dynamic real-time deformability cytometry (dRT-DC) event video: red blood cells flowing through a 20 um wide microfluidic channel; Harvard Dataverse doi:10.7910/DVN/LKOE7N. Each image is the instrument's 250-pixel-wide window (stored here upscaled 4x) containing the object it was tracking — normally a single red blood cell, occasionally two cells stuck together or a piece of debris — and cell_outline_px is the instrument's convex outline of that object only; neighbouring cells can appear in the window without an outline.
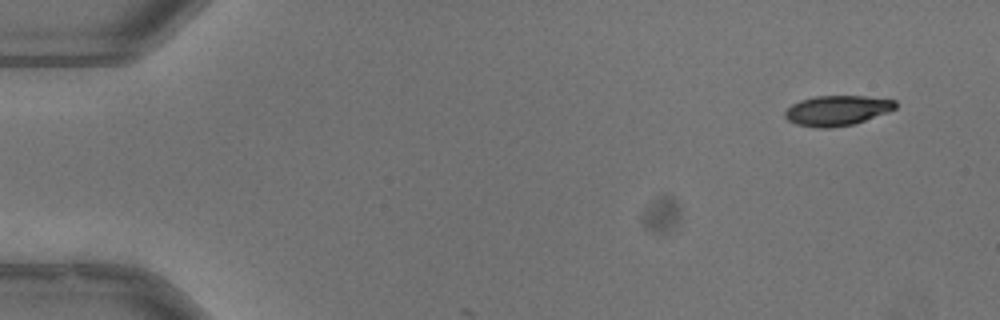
{"species": "common noctule bat (a hibernating species)", "species_latin": "Nyctalus noctula", "temperature_condition": "warm", "stored_images_in_passage": 5, "camera_frame_rate_fps": 3000, "um_per_image_px": 0.085, "animal": {"sex": "male", "body_mass_g": 13.3}, "frame": {"image": 1, "passage_image": 1, "time_ms": 0.0, "image_size_px": [1000, 320], "cell_outline_px": [[896, 108], [888, 112], [856, 124], [832, 128], [820, 128], [796, 124], [788, 120], [784, 116], [784, 112], [792, 104], [800, 100], [816, 96], [864, 96], [896, 100]], "centroid_in_image_um": [71.16, 9.4], "position_along_channel_um": 13.8, "area_um2": 19.48}}